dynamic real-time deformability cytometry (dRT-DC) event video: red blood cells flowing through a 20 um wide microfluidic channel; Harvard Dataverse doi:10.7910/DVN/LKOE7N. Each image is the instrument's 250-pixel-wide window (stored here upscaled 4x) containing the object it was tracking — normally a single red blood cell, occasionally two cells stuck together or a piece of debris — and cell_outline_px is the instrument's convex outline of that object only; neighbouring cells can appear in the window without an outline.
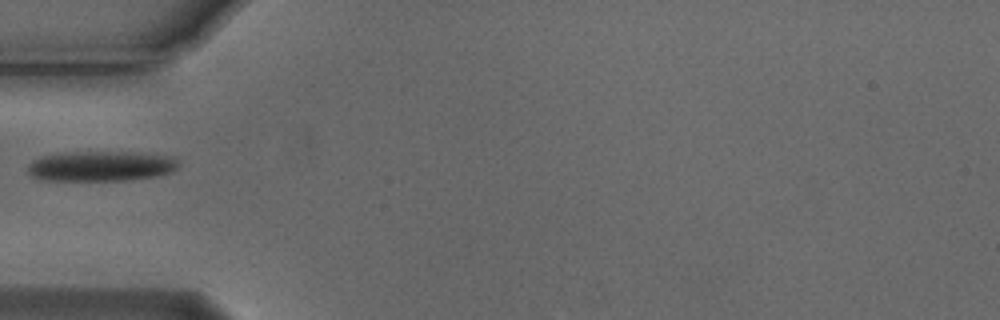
{"species": "Egyptian fruit bat (a non-hibernating species)", "species_latin": "Rousettus aegyptiacus", "temperature_condition": "cold", "stored_images_in_passage": 1, "camera_frame_rate_fps": 3000, "um_per_image_px": 0.085, "animal": {"sex": "male"}, "frame": {"image": 1, "passage_image": 1, "time_ms": 0.0, "image_size_px": [1000, 320], "cell_outline_px": [[180, 164], [172, 172], [156, 176], [124, 180], [44, 180], [32, 176], [28, 172], [28, 164], [32, 160], [40, 156], [56, 152], [132, 152], [176, 156]], "centroid_in_image_um": [8.58, 14.1], "position_along_channel_um": 76.4, "area_um2": 26.82}}